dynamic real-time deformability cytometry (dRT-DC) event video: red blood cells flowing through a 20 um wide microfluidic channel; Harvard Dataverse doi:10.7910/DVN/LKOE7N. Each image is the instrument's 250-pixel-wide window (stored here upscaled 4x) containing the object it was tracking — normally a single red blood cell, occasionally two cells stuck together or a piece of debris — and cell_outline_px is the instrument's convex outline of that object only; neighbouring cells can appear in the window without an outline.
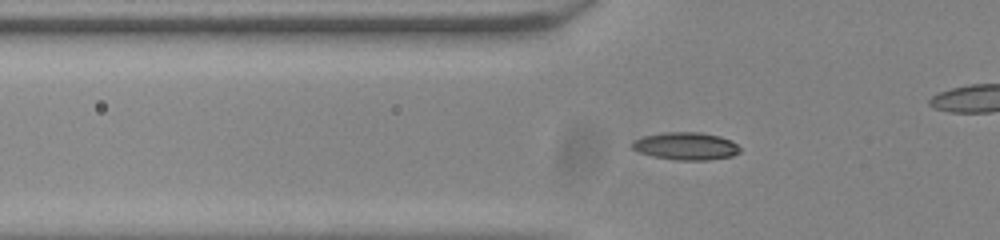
{"species": "common noctule bat (a hibernating species)", "species_latin": "Nyctalus noctula", "temperature_condition": "room temperature", "stored_images_in_passage": 41, "camera_frame_rate_fps": 3000, "um_per_image_px": 0.085, "animal": {"sex": "male", "body_mass_g": 20.0, "forearm_length_mm": 53.3}, "frame": {"image": 1, "passage_image": 12, "time_ms": 3.667, "image_size_px": [1000, 240], "cell_outline_px": [[740, 152], [732, 156], [708, 160], [676, 160], [652, 156], [640, 152], [632, 148], [632, 140], [644, 136], [664, 132], [700, 132], [720, 136], [732, 140], [740, 148]], "centroid_in_image_um": [58.31, 12.41], "position_along_channel_um": 67.5, "area_um2": 17.4}}
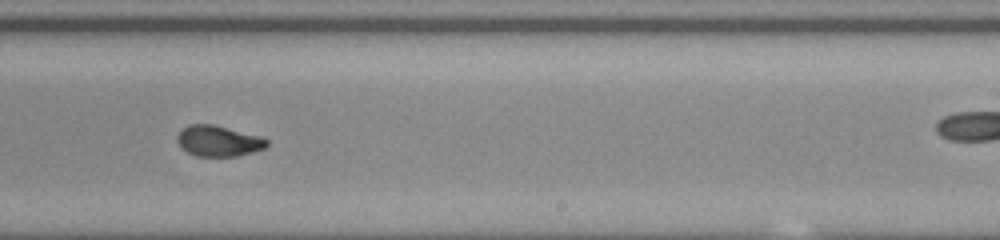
{"frame": {"image": 2, "passage_image": 28, "time_ms": 9.0, "image_size_px": [1000, 240], "cell_outline_px": [[268, 144], [264, 148], [236, 156], [196, 156], [188, 152], [176, 140], [176, 136], [188, 124], [212, 124], [264, 136], [268, 140]], "centroid_in_image_um": [18.6, 11.97], "position_along_channel_um": 270.4, "area_um2": 16.01}}
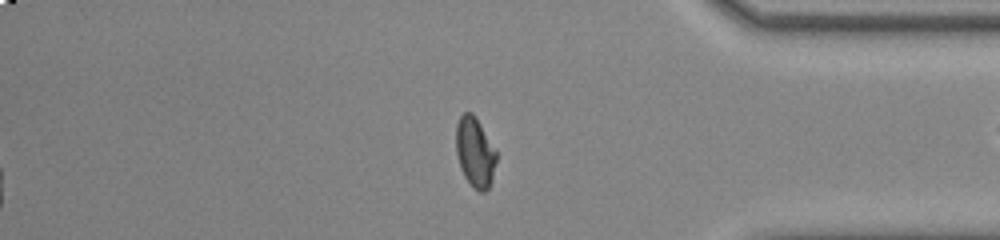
{"frame": {"image": 3, "passage_image": 39, "time_ms": 12.667, "image_size_px": [1000, 240], "cell_outline_px": [[496, 160], [492, 180], [488, 188], [484, 192], [480, 192], [472, 188], [464, 176], [460, 168], [456, 152], [456, 124], [460, 116], [464, 112], [472, 112], [476, 116], [496, 152]], "centroid_in_image_um": [40.35, 12.95], "position_along_channel_um": 394.8, "area_um2": 16.47}, "authors_computed_cell_mechanics": {"area_um2": 16.2418, "velocity_mm_per_s": 3.855, "shape_relaxation_time_tau1_ms": 4.6235, "shape_relaxation_time_tau2_ms": 0.9801, "deformation_change_tau1": 0.1736, "deformation_change_tau2": 0.054}}